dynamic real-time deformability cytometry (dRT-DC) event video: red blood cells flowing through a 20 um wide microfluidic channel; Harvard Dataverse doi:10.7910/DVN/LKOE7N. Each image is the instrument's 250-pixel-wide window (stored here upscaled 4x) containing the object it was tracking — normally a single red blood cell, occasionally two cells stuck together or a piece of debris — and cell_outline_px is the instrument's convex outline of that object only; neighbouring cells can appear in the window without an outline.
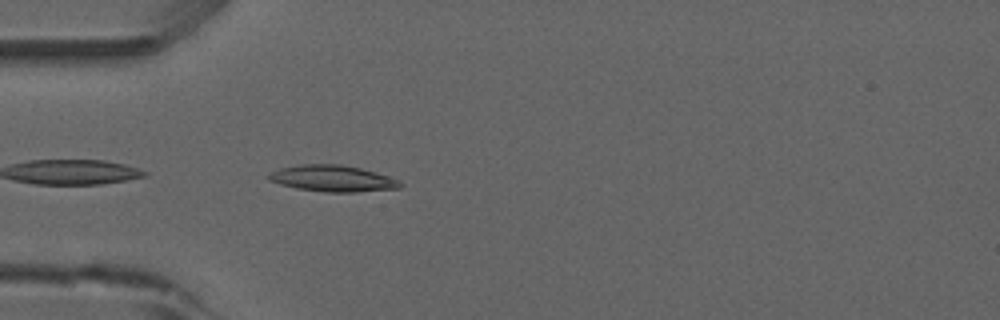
{"species": "common noctule bat (a hibernating species)", "species_latin": "Nyctalus noctula", "temperature_condition": "room temperature", "stored_images_in_passage": 38, "camera_frame_rate_fps": 3000, "um_per_image_px": 0.085, "animal": {"sex": "male", "forearm_length_mm": 52.5}, "frame": {"image": 1, "passage_image": 1, "time_ms": 0.0, "image_size_px": [1000, 320], "cell_outline_px": [[404, 184], [400, 188], [356, 192], [324, 192], [296, 188], [280, 184], [268, 180], [264, 176], [280, 168], [300, 164], [340, 164], [360, 168], [396, 180]], "centroid_in_image_um": [28.19, 15.17], "position_along_channel_um": 56.8, "area_um2": 20.0}, "authors_computed_cell_mechanics": {"area_um2": 17.4556, "velocity_mm_per_s": 3.9287, "shape_relaxation_time_tau1_ms": 10.7178, "shape_relaxation_time_tau2_ms": null, "deformation_change_tau1": 0.1709, "deformation_change_tau2": null}}